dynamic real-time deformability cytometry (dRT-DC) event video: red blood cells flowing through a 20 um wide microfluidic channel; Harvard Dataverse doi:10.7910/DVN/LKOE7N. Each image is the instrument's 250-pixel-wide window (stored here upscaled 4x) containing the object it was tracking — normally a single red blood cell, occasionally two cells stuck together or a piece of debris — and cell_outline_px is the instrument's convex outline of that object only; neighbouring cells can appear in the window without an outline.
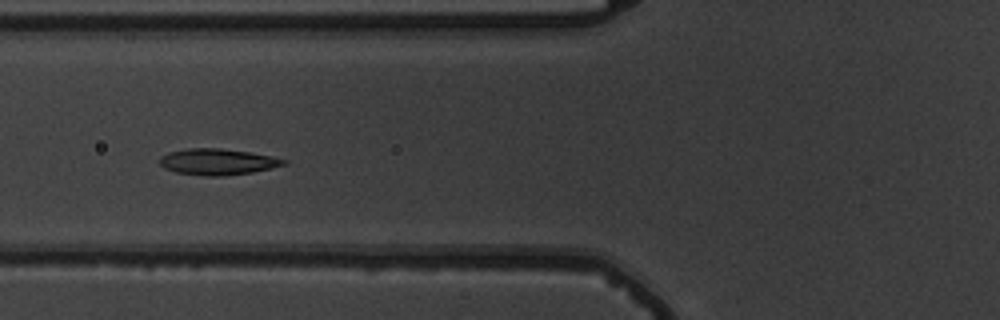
{"species": "common noctule bat (a hibernating species)", "species_latin": "Nyctalus noctula", "temperature_condition": "warm", "stored_images_in_passage": 7, "camera_frame_rate_fps": 3000, "um_per_image_px": 0.085, "animal": {"sex": "male", "body_mass_g": 19.5, "forearm_length_mm": 54.6}, "frame": {"image": 1, "passage_image": 3, "time_ms": 2.0, "image_size_px": [1000, 320], "cell_outline_px": [[288, 164], [272, 168], [252, 172], [224, 176], [204, 176], [176, 172], [164, 168], [160, 164], [160, 156], [168, 152], [188, 148], [220, 148], [248, 152], [272, 156], [288, 160]], "centroid_in_image_um": [18.51, 13.75], "position_along_channel_um": 107.3, "area_um2": 19.02}}
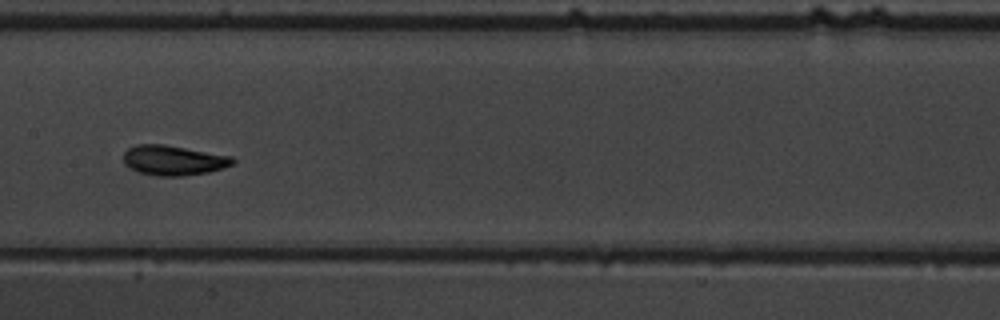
{"frame": {"image": 2, "passage_image": 5, "time_ms": 4.333, "image_size_px": [1000, 320], "cell_outline_px": [[236, 160], [232, 164], [224, 168], [208, 172], [180, 176], [156, 176], [140, 172], [124, 164], [124, 152], [128, 148], [136, 144], [164, 144], [232, 156]], "centroid_in_image_um": [14.75, 13.62], "position_along_channel_um": 192.6, "area_um2": 19.02}}
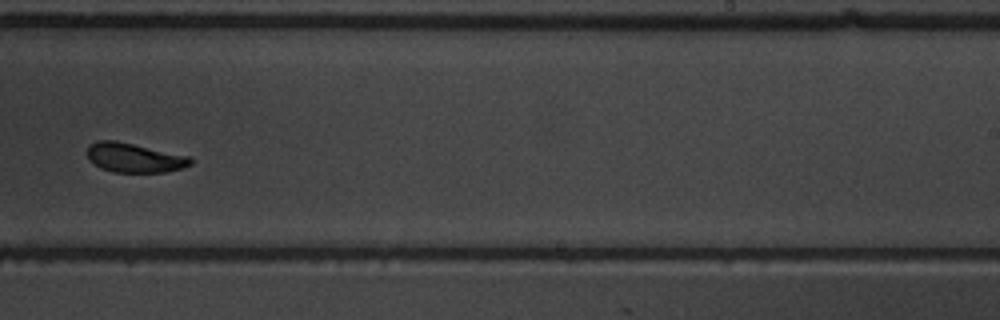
{"frame": {"image": 3, "passage_image": 7, "time_ms": 6.667, "image_size_px": [1000, 320], "cell_outline_px": [[192, 164], [184, 168], [164, 172], [112, 172], [100, 168], [88, 160], [88, 144], [96, 140], [116, 140], [188, 156], [192, 160]], "centroid_in_image_um": [11.38, 13.41], "position_along_channel_um": 277.6, "area_um2": 17.74}}